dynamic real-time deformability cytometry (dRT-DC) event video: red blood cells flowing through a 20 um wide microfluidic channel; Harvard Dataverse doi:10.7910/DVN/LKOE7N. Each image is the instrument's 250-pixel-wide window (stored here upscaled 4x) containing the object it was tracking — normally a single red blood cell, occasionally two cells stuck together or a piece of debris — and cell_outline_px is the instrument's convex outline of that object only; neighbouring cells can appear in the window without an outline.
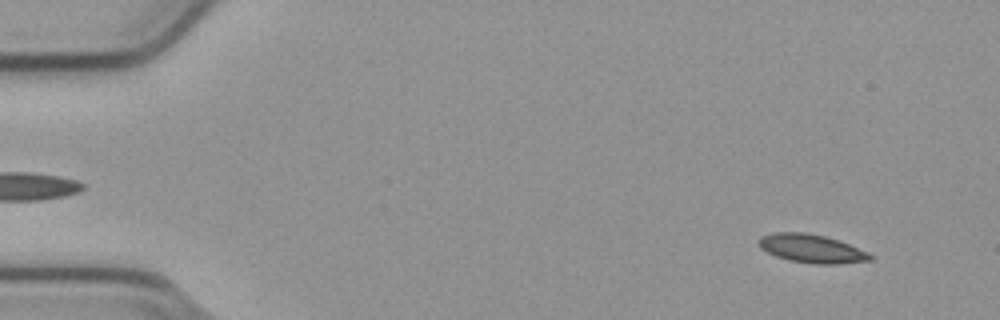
{"species": "common noctule bat (a hibernating species)", "species_latin": "Nyctalus noctula", "temperature_condition": "cold", "stored_images_in_passage": 54, "camera_frame_rate_fps": 3000, "um_per_image_px": 0.085, "animal": {"sex": "male", "body_mass_g": 23.1, "forearm_length_mm": 52.7}, "frame": {"image": 1, "passage_image": 4, "time_ms": 1.0, "image_size_px": [1000, 320], "cell_outline_px": [[872, 260], [836, 264], [816, 264], [792, 260], [776, 256], [760, 248], [760, 236], [772, 232], [804, 232], [824, 236], [848, 244], [868, 252], [872, 256]], "centroid_in_image_um": [68.98, 21.12], "position_along_channel_um": 16.0, "area_um2": 18.15}}
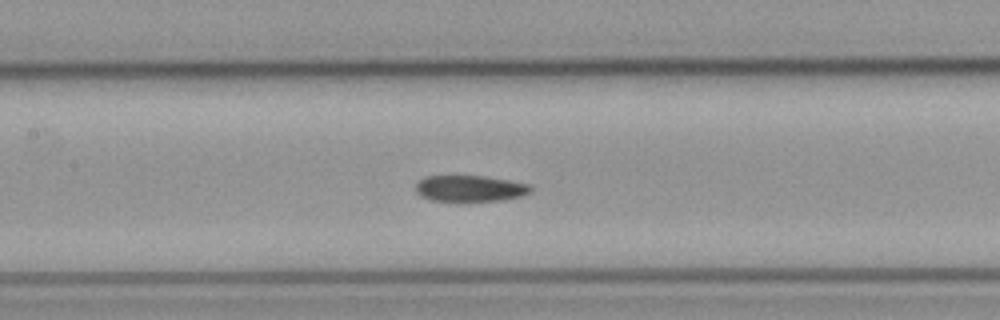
{"frame": {"image": 2, "passage_image": 25, "time_ms": 8.0, "image_size_px": [1000, 320], "cell_outline_px": [[532, 192], [520, 196], [504, 200], [432, 200], [420, 196], [416, 192], [416, 184], [424, 176], [484, 176], [508, 180], [528, 184], [532, 188]], "centroid_in_image_um": [39.95, 16.01], "position_along_channel_um": 167.5, "area_um2": 17.28}}
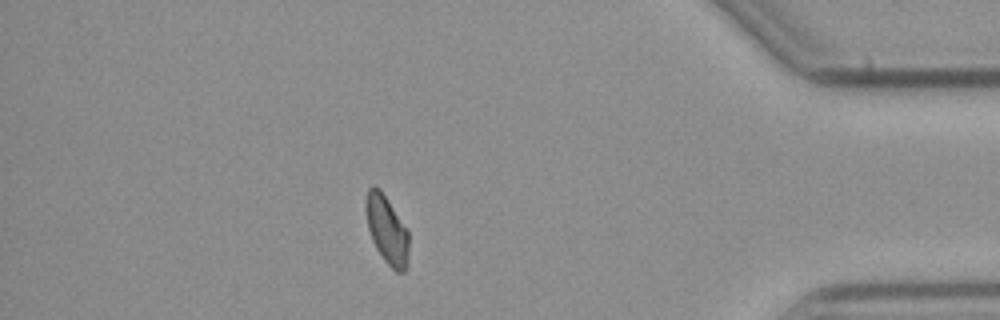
{"frame": {"image": 3, "passage_image": 47, "time_ms": 15.333, "image_size_px": [1000, 320], "cell_outline_px": [[408, 264], [404, 272], [396, 272], [384, 260], [376, 248], [372, 240], [368, 228], [364, 208], [364, 200], [368, 188], [372, 184], [376, 184], [380, 188], [388, 200], [408, 232]], "centroid_in_image_um": [32.84, 19.49], "position_along_channel_um": 402.4, "area_um2": 17.22}, "authors_computed_cell_mechanics": {"area_um2": 18.0914, "velocity_mm_per_s": 3.7773, "shape_relaxation_time_tau1_ms": 6.8313, "shape_relaxation_time_tau2_ms": 4.0064, "deformation_change_tau1": 0.1299, "deformation_change_tau2": 0.0837}}